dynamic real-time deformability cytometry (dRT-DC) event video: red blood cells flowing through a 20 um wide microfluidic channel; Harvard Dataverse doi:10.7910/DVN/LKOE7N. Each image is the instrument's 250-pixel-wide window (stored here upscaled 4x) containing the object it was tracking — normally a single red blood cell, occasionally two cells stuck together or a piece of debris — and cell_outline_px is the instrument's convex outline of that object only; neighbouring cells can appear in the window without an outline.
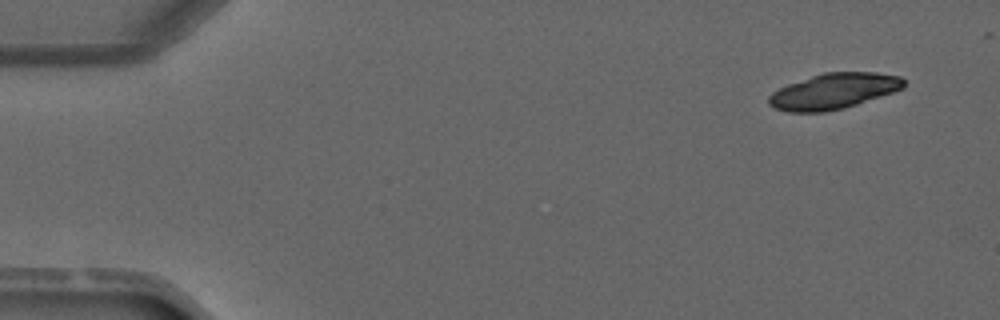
{"species": "common noctule bat (a hibernating species)", "species_latin": "Nyctalus noctula", "temperature_condition": "warm", "stored_images_in_passage": 5, "camera_frame_rate_fps": 3000, "um_per_image_px": 0.085, "animal": {"sex": "male", "forearm_length_mm": 52.5}, "frame": {"image": 1, "passage_image": 1, "time_ms": 0.0, "image_size_px": [1000, 320], "cell_outline_px": [[904, 88], [844, 108], [824, 112], [788, 112], [776, 108], [768, 104], [768, 96], [772, 92], [788, 84], [824, 72], [876, 72], [900, 76], [904, 80]], "centroid_in_image_um": [70.85, 7.75], "position_along_channel_um": 14.2, "area_um2": 27.86}}